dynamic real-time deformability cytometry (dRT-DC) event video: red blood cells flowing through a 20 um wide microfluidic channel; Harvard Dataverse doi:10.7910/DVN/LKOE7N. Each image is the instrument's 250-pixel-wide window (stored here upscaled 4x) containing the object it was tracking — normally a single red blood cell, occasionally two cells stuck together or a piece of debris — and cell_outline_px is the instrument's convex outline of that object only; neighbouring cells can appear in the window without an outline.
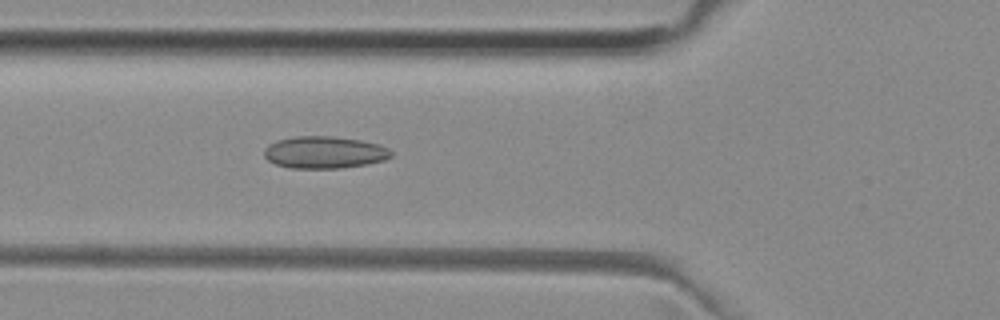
{"species": "common noctule bat (a hibernating species)", "species_latin": "Nyctalus noctula", "temperature_condition": "room temperature", "stored_images_in_passage": 51, "camera_frame_rate_fps": 3000, "um_per_image_px": 0.085, "animal": {"sex": "female", "body_mass_g": 29.2, "forearm_length_mm": 56.3}, "frame": {"image": 1, "passage_image": 18, "time_ms": 5.667, "image_size_px": [1000, 320], "cell_outline_px": [[392, 156], [384, 160], [368, 164], [340, 168], [288, 168], [276, 164], [268, 160], [264, 156], [264, 148], [268, 144], [276, 140], [292, 136], [332, 136], [360, 140], [380, 144], [388, 148], [392, 152]], "centroid_in_image_um": [27.56, 12.94], "position_along_channel_um": 98.2, "area_um2": 23.99}}
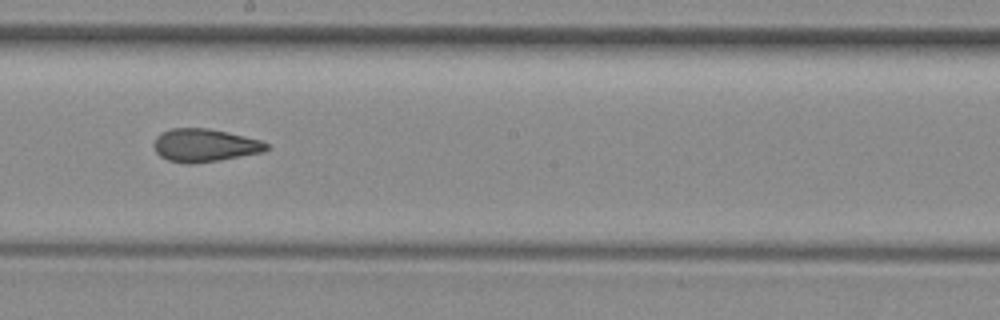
{"frame": {"image": 2, "passage_image": 28, "time_ms": 9.0, "image_size_px": [1000, 320], "cell_outline_px": [[268, 148], [264, 152], [220, 160], [192, 164], [184, 164], [168, 160], [160, 156], [156, 152], [152, 144], [156, 136], [160, 132], [172, 128], [208, 128], [228, 132], [260, 140], [268, 144]], "centroid_in_image_um": [17.36, 12.35], "position_along_channel_um": 230.8, "area_um2": 21.85}}
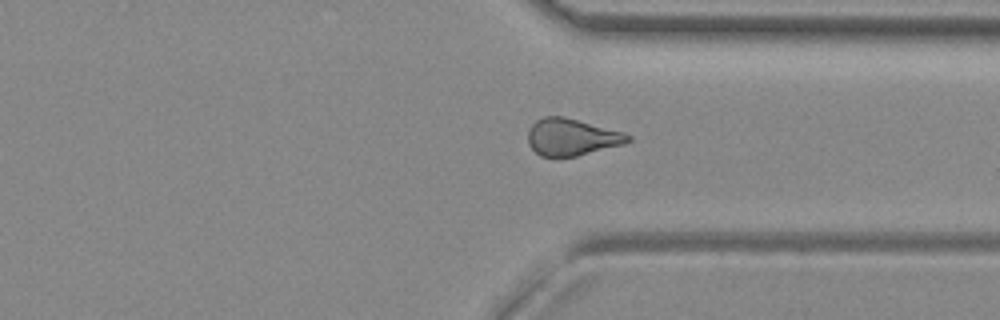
{"frame": {"image": 3, "passage_image": 38, "time_ms": 12.333, "image_size_px": [1000, 320], "cell_outline_px": [[632, 140], [624, 144], [576, 156], [540, 156], [528, 144], [528, 128], [536, 120], [544, 116], [564, 116], [624, 132], [632, 136]], "centroid_in_image_um": [48.6, 11.64], "position_along_channel_um": 362.8, "area_um2": 21.56}, "authors_computed_cell_mechanics": {"area_um2": 22.0218, "velocity_mm_per_s": 3.9696, "shape_relaxation_time_tau1_ms": null, "shape_relaxation_time_tau2_ms": 2.4723, "deformation_change_tau1": null, "deformation_change_tau2": 0.105}}